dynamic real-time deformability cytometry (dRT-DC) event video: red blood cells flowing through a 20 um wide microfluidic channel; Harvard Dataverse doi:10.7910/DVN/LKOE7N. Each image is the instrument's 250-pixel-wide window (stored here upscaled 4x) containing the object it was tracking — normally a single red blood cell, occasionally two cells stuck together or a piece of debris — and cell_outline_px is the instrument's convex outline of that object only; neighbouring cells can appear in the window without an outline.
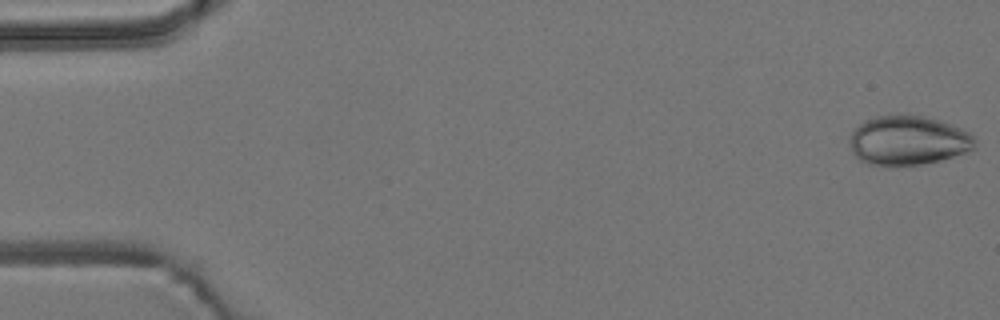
{"species": "common noctule bat (a hibernating species)", "species_latin": "Nyctalus noctula", "temperature_condition": "room temperature", "stored_images_in_passage": 5, "camera_frame_rate_fps": 3000, "um_per_image_px": 0.085, "animal": {"sex": "male", "body_mass_g": 19.2, "forearm_length_mm": 51.8}, "frame": {"image": 1, "passage_image": 1, "time_ms": 0.0, "image_size_px": [1000, 320], "cell_outline_px": [[976, 148], [968, 152], [940, 160], [920, 164], [896, 168], [888, 168], [868, 164], [860, 160], [852, 152], [848, 140], [848, 136], [864, 120], [876, 116], [924, 116], [940, 120], [960, 128], [968, 132], [976, 140]], "centroid_in_image_um": [77.16, 11.98], "position_along_channel_um": 7.8, "area_um2": 36.53}}